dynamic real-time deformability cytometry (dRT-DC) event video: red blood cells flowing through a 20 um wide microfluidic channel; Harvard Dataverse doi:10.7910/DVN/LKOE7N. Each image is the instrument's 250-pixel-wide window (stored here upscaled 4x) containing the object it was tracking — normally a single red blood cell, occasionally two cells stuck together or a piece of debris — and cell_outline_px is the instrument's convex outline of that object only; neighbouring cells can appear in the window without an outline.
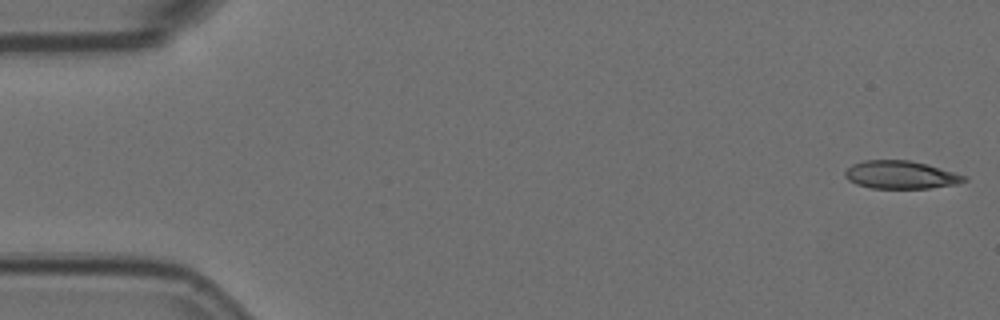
{"species": "Egyptian fruit bat (a non-hibernating species)", "species_latin": "Rousettus aegyptiacus", "temperature_condition": "room temperature", "stored_images_in_passage": 56, "camera_frame_rate_fps": 3000, "um_per_image_px": 0.085, "animal": {"sex": "female"}, "frame": {"image": 1, "passage_image": 1, "time_ms": 0.0, "image_size_px": [1000, 320], "cell_outline_px": [[968, 180], [956, 184], [928, 188], [872, 188], [856, 184], [848, 180], [844, 176], [844, 172], [852, 164], [864, 160], [908, 160], [928, 164], [968, 176]], "centroid_in_image_um": [76.57, 14.85], "position_along_channel_um": 8.4, "area_um2": 19.48}}
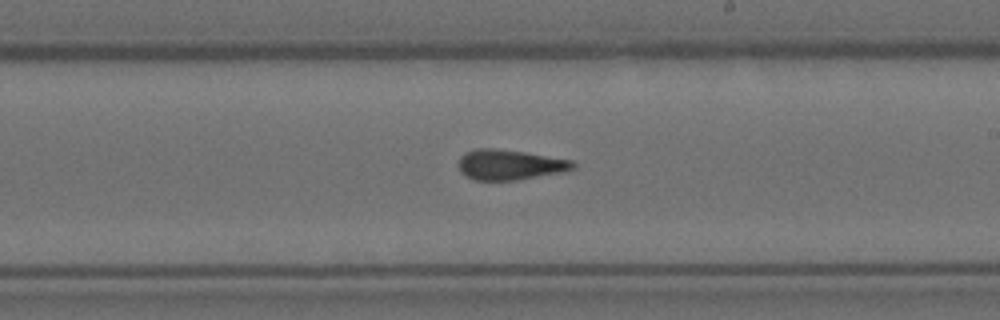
{"frame": {"image": 2, "passage_image": 32, "time_ms": 10.333, "image_size_px": [1000, 320], "cell_outline_px": [[576, 168], [568, 172], [516, 180], [472, 180], [464, 176], [460, 172], [456, 164], [460, 156], [464, 152], [476, 148], [496, 148], [524, 152], [572, 160], [576, 164]], "centroid_in_image_um": [43.31, 14.01], "position_along_channel_um": 245.7, "area_um2": 20.75}}
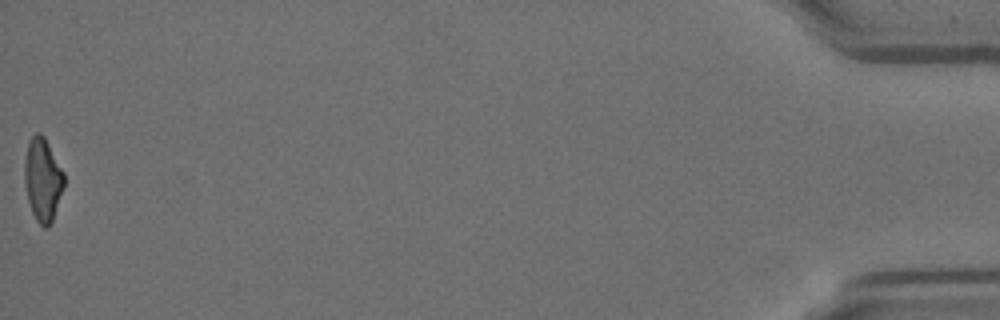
{"frame": {"image": 3, "passage_image": 56, "time_ms": 18.333, "image_size_px": [1000, 320], "cell_outline_px": [[64, 184], [52, 220], [48, 228], [44, 228], [36, 220], [32, 212], [28, 200], [24, 180], [24, 160], [28, 140], [36, 132], [40, 132], [44, 136], [64, 172]], "centroid_in_image_um": [3.61, 15.23], "position_along_channel_um": 431.6, "area_um2": 19.07}, "authors_computed_cell_mechanics": {"area_um2": 20.1433, "velocity_mm_per_s": 3.6039, "shape_relaxation_time_tau1_ms": 10.4166, "shape_relaxation_time_tau2_ms": 2.4436, "deformation_change_tau1": 0.2621, "deformation_change_tau2": 0.1142}}